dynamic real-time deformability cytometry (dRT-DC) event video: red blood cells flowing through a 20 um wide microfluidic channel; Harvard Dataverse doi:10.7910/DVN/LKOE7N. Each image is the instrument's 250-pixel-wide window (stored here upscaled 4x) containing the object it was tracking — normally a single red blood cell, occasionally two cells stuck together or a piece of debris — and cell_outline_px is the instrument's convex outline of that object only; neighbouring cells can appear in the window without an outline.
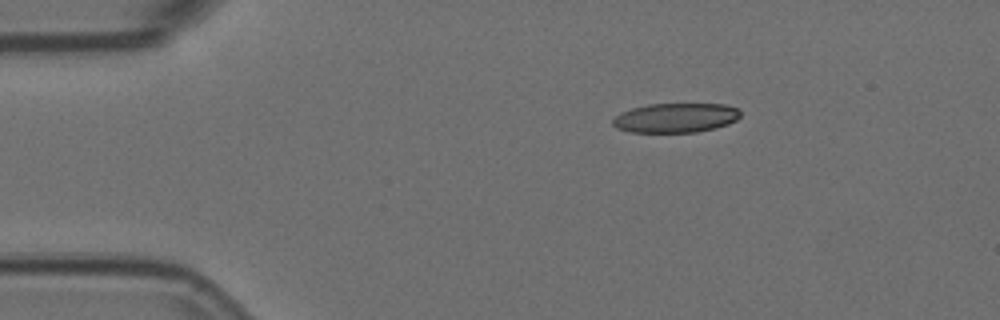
{"species": "Egyptian fruit bat (a non-hibernating species)", "species_latin": "Rousettus aegyptiacus", "temperature_condition": "room temperature", "stored_images_in_passage": 2, "camera_frame_rate_fps": 3000, "um_per_image_px": 0.085, "animal": {"sex": "female"}, "frame": {"image": 1, "passage_image": 2, "time_ms": 0.333, "image_size_px": [1000, 320], "cell_outline_px": [[740, 116], [736, 120], [728, 124], [716, 128], [696, 132], [632, 132], [616, 128], [612, 124], [612, 120], [620, 112], [632, 108], [648, 104], [724, 104], [740, 108]], "centroid_in_image_um": [57.44, 10.01], "position_along_channel_um": 27.6, "area_um2": 22.02}}